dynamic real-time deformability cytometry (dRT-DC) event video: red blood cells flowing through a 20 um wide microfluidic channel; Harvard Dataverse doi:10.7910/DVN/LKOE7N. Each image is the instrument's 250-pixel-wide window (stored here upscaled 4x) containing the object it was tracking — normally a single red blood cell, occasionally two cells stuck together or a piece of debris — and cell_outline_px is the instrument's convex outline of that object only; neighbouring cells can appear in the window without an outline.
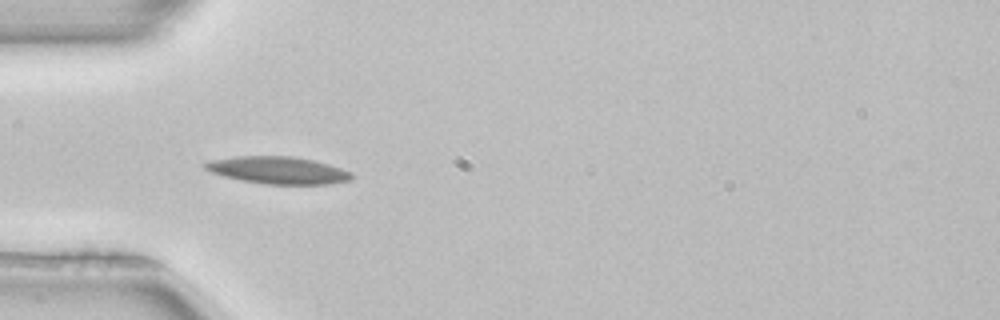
{"species": "common noctule bat (a hibernating species)", "species_latin": "Nyctalus noctula", "temperature_condition": "room temperature", "stored_images_in_passage": 37, "camera_frame_rate_fps": 3000, "um_per_image_px": 0.085, "animal": {"sex": "female", "body_mass_g": 22.7, "forearm_length_mm": 54.2}, "frame": {"image": 1, "passage_image": 1, "time_ms": 0.0, "image_size_px": [1000, 320], "cell_outline_px": [[356, 176], [352, 180], [328, 184], [264, 184], [240, 180], [224, 176], [212, 172], [204, 168], [204, 164], [212, 160], [236, 156], [292, 156], [312, 160], [328, 164], [352, 172]], "centroid_in_image_um": [23.68, 14.47], "position_along_channel_um": 61.3, "area_um2": 23.24}, "authors_computed_cell_mechanics": {"area_um2": 20.519, "velocity_mm_per_s": 3.9484, "shape_relaxation_time_tau1_ms": null, "shape_relaxation_time_tau2_ms": 8.0504, "deformation_change_tau1": null, "deformation_change_tau2": 0.1672}}